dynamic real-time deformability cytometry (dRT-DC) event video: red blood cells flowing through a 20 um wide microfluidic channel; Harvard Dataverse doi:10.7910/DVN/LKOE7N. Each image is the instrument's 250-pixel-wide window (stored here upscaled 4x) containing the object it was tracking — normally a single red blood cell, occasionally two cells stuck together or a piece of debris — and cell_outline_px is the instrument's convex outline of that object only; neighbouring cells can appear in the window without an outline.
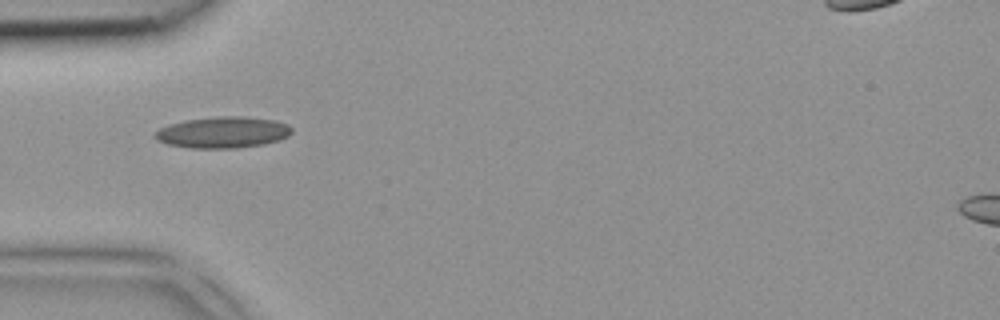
{"species": "common noctule bat (a hibernating species)", "species_latin": "Nyctalus noctula", "temperature_condition": "room temperature", "stored_images_in_passage": 1, "camera_frame_rate_fps": 3000, "um_per_image_px": 0.085, "animal": {"sex": "female", "body_mass_g": 18.4}, "frame": {"image": 1, "passage_image": 1, "time_ms": 0.0, "image_size_px": [1000, 320], "cell_outline_px": [[292, 132], [288, 136], [264, 144], [236, 148], [188, 148], [168, 144], [156, 140], [152, 136], [160, 128], [168, 124], [188, 120], [220, 116], [240, 116], [276, 120], [288, 124], [292, 128]], "centroid_in_image_um": [18.93, 11.25], "position_along_channel_um": 66.1, "area_um2": 24.91}}